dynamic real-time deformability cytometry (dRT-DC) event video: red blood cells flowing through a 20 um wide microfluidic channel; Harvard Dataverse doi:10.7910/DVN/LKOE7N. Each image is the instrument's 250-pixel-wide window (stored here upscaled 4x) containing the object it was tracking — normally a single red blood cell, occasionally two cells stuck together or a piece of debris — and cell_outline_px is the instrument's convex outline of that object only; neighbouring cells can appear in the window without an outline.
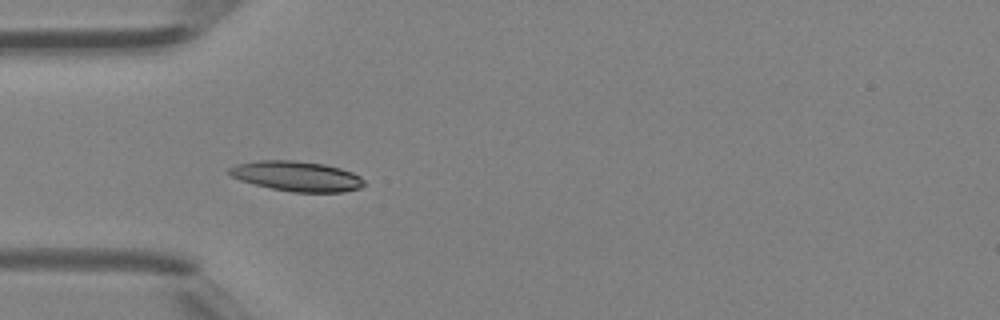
{"species": "Egyptian fruit bat (a non-hibernating species)", "species_latin": "Rousettus aegyptiacus", "temperature_condition": "room temperature", "stored_images_in_passage": 35, "camera_frame_rate_fps": 3000, "um_per_image_px": 0.085, "animal": {"sex": "female"}, "frame": {"image": 1, "passage_image": 3, "time_ms": 0.667, "image_size_px": [1000, 320], "cell_outline_px": [[364, 184], [360, 188], [344, 192], [292, 192], [272, 188], [240, 180], [232, 176], [228, 172], [228, 168], [236, 164], [260, 160], [296, 160], [324, 164], [340, 168], [352, 172], [360, 176], [364, 180]], "centroid_in_image_um": [25.24, 14.97], "position_along_channel_um": 59.8, "area_um2": 23.58}}
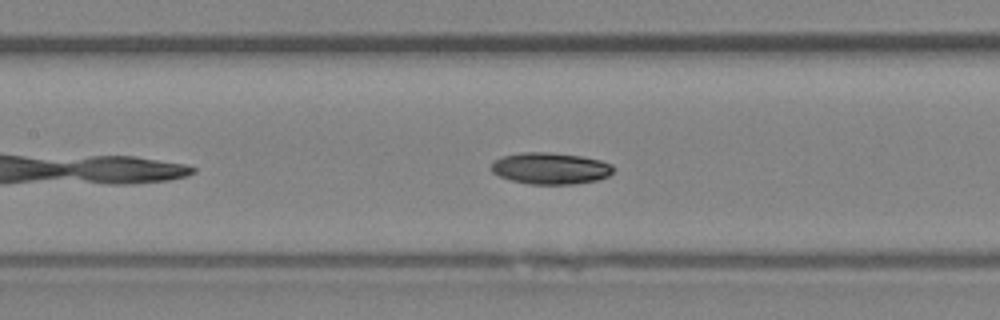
{"frame": {"image": 2, "passage_image": 10, "time_ms": 3.0, "image_size_px": [1000, 320], "cell_outline_px": [[616, 168], [608, 176], [596, 180], [576, 184], [528, 184], [512, 180], [500, 176], [492, 172], [492, 164], [496, 160], [504, 156], [520, 152], [548, 152], [580, 156], [600, 160], [612, 164]], "centroid_in_image_um": [46.82, 14.31], "position_along_channel_um": 160.6, "area_um2": 22.37}}
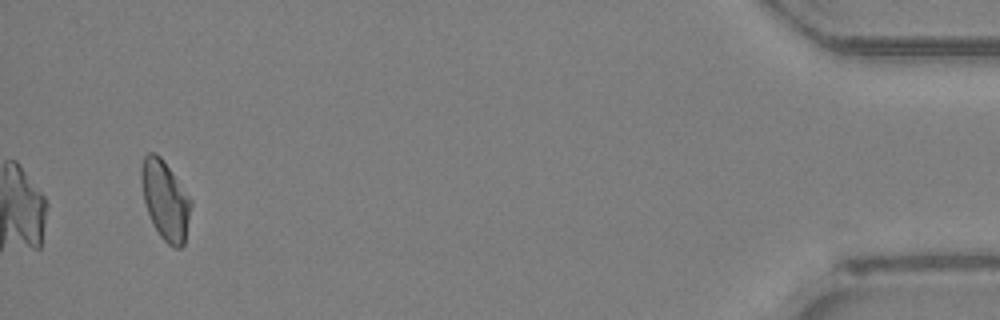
{"frame": {"image": 3, "passage_image": 33, "time_ms": 10.667, "image_size_px": [1000, 320], "cell_outline_px": [[192, 204], [184, 244], [180, 248], [176, 248], [168, 244], [160, 236], [148, 212], [144, 200], [140, 180], [140, 168], [144, 156], [148, 152], [156, 152], [160, 156], [172, 172], [192, 200]], "centroid_in_image_um": [14.04, 16.99], "position_along_channel_um": 421.2, "area_um2": 22.72}, "authors_computed_cell_mechanics": {"area_um2": 22.3686, "velocity_mm_per_s": 4.4485, "shape_relaxation_time_tau1_ms": 3.2733, "shape_relaxation_time_tau2_ms": null, "deformation_change_tau1": 0.1226, "deformation_change_tau2": null}}